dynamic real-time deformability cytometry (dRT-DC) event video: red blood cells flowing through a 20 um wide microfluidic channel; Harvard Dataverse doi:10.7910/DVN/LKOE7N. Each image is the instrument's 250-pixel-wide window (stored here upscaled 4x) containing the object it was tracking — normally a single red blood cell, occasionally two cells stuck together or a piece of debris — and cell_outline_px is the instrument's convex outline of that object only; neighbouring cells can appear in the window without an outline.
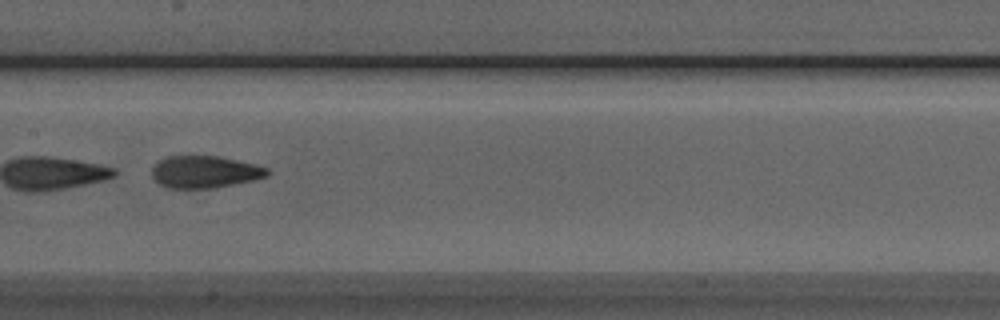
{"species": "Egyptian fruit bat (a non-hibernating species)", "species_latin": "Rousettus aegyptiacus", "temperature_condition": "room temperature", "stored_images_in_passage": 50, "camera_frame_rate_fps": 3000, "um_per_image_px": 0.085, "animal": {"sex": "male"}, "frame": {"image": 1, "passage_image": 25, "time_ms": 8.0, "image_size_px": [1000, 320], "cell_outline_px": [[272, 172], [268, 176], [252, 180], [212, 188], [168, 188], [160, 184], [152, 176], [152, 168], [160, 160], [168, 156], [220, 156], [256, 164], [268, 168]], "centroid_in_image_um": [17.44, 14.6], "position_along_channel_um": 190.0, "area_um2": 21.56}}